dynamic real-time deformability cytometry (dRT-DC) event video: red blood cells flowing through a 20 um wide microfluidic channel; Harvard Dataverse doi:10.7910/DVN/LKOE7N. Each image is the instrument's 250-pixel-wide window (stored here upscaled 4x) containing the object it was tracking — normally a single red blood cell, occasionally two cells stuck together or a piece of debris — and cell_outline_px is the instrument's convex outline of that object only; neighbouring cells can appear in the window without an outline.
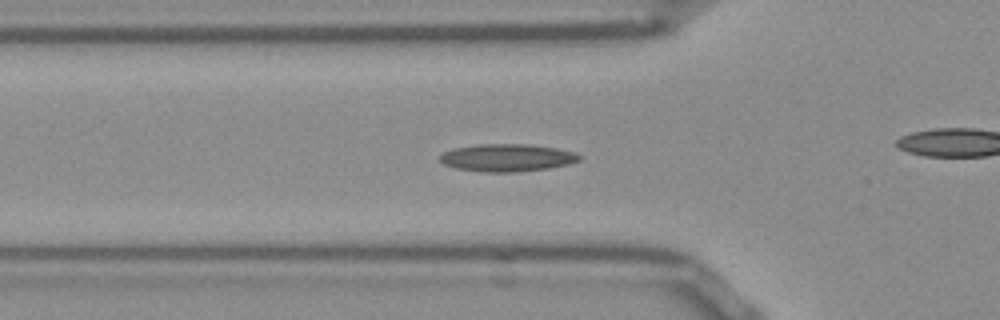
{"species": "Egyptian fruit bat (a non-hibernating species)", "species_latin": "Rousettus aegyptiacus", "temperature_condition": "room temperature", "stored_images_in_passage": 52, "camera_frame_rate_fps": 3000, "um_per_image_px": 0.085, "frame": {"image": 1, "passage_image": 16, "time_ms": 5.0, "image_size_px": [1000, 320], "cell_outline_px": [[580, 160], [568, 164], [548, 168], [516, 172], [484, 172], [456, 168], [444, 164], [440, 160], [440, 156], [444, 152], [456, 148], [476, 144], [524, 144], [556, 148], [572, 152], [580, 156]], "centroid_in_image_um": [43.08, 13.41], "position_along_channel_um": 82.7, "area_um2": 22.08}}
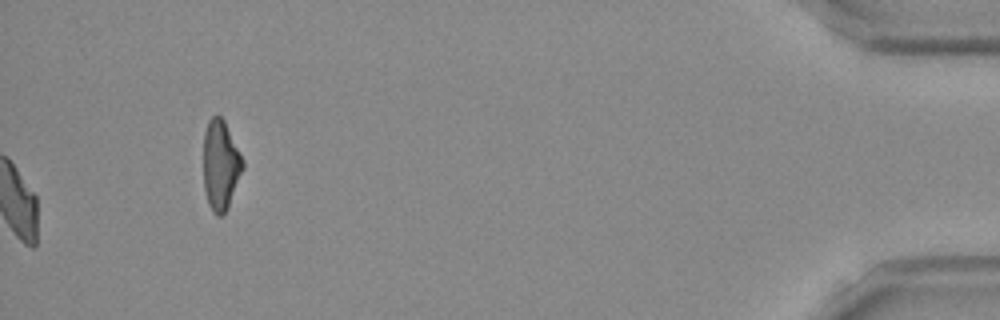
{"frame": {"image": 2, "passage_image": 52, "time_ms": 17.0, "image_size_px": [1000, 320], "cell_outline_px": [[244, 168], [228, 208], [220, 216], [216, 216], [212, 212], [208, 204], [204, 188], [204, 132], [208, 120], [212, 116], [220, 116], [224, 120], [244, 160]], "centroid_in_image_um": [18.76, 14.05], "position_along_channel_um": 416.4, "area_um2": 20.69}, "authors_computed_cell_mechanics": {"area_um2": 20.0277, "velocity_mm_per_s": 3.8367, "shape_relaxation_time_tau1_ms": null, "shape_relaxation_time_tau2_ms": 3.4646, "deformation_change_tau1": null, "deformation_change_tau2": 0.1089}}